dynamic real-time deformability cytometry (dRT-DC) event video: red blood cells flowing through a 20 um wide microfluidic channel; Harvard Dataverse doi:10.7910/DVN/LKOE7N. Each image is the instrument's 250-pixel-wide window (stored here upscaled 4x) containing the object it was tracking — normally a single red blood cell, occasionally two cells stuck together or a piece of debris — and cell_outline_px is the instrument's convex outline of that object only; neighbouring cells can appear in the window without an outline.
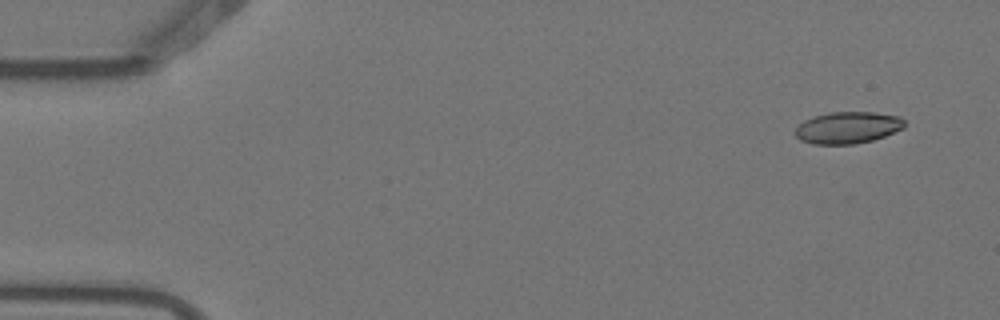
{"species": "Egyptian fruit bat (a non-hibernating species)", "species_latin": "Rousettus aegyptiacus", "temperature_condition": "warm", "stored_images_in_passage": 6, "camera_frame_rate_fps": 3000, "um_per_image_px": 0.085, "animal": {"sex": "female"}, "frame": {"image": 1, "passage_image": 2, "time_ms": 0.333, "image_size_px": [1000, 320], "cell_outline_px": [[904, 128], [884, 136], [872, 140], [856, 144], [812, 144], [800, 140], [792, 132], [804, 120], [812, 116], [832, 112], [872, 112], [900, 116], [904, 120]], "centroid_in_image_um": [72.03, 10.85], "position_along_channel_um": 13.0, "area_um2": 20.35}}
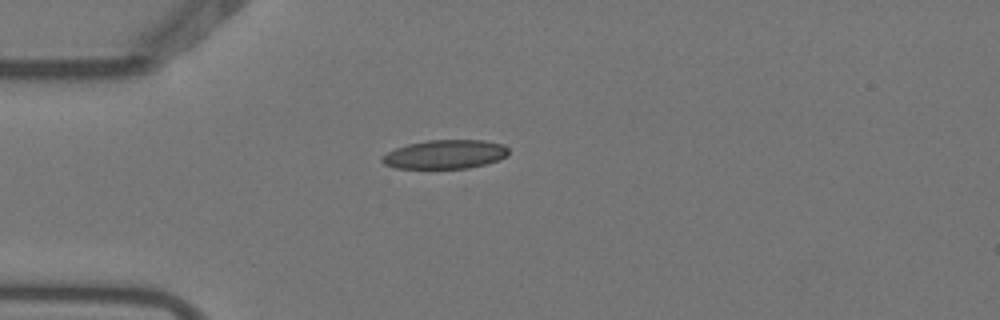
{"frame": {"image": 2, "passage_image": 5, "time_ms": 1.333, "image_size_px": [1000, 320], "cell_outline_px": [[508, 156], [484, 164], [468, 168], [396, 168], [384, 164], [380, 160], [388, 152], [396, 148], [408, 144], [428, 140], [484, 140], [504, 144], [508, 148]], "centroid_in_image_um": [37.85, 13.11], "position_along_channel_um": 47.1, "area_um2": 21.15}}